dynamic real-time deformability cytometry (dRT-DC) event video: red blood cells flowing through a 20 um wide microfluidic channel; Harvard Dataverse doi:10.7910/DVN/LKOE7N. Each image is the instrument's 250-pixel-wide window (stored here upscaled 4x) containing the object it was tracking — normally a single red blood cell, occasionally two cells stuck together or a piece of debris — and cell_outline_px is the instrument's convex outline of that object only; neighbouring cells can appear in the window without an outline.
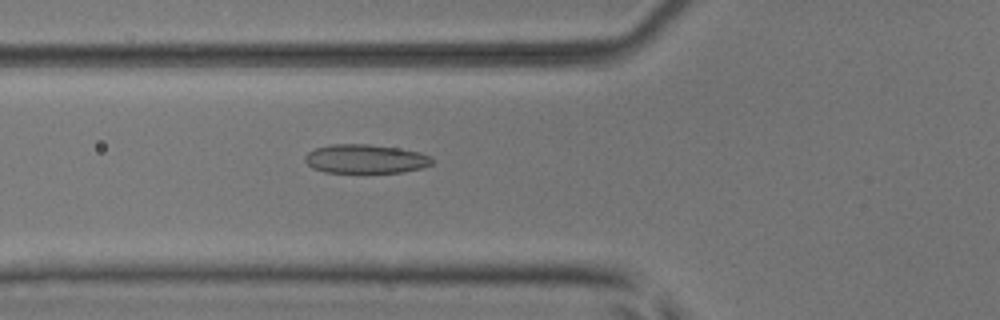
{"species": "common noctule bat (a hibernating species)", "species_latin": "Nyctalus noctula", "temperature_condition": "room temperature", "stored_images_in_passage": 51, "camera_frame_rate_fps": 3000, "um_per_image_px": 0.085, "animal": {"sex": "male", "body_mass_g": 17.9, "forearm_length_mm": 54.2}, "frame": {"image": 1, "passage_image": 19, "time_ms": 6.0, "image_size_px": [1000, 320], "cell_outline_px": [[432, 164], [420, 168], [404, 172], [324, 172], [312, 168], [304, 160], [304, 156], [308, 152], [316, 148], [328, 144], [368, 144], [396, 148], [420, 152], [432, 156]], "centroid_in_image_um": [31.04, 13.5], "position_along_channel_um": 94.8, "area_um2": 21.39}}
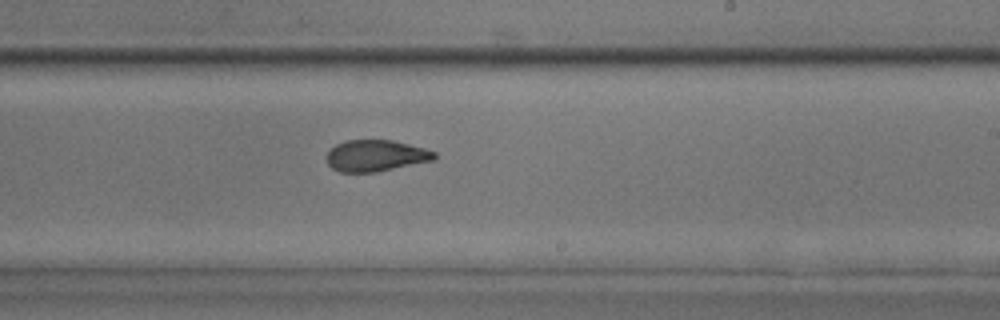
{"frame": {"image": 2, "passage_image": 31, "time_ms": 10.0, "image_size_px": [1000, 320], "cell_outline_px": [[436, 160], [376, 172], [340, 172], [332, 168], [328, 164], [328, 152], [336, 144], [344, 140], [392, 140], [424, 148], [436, 152]], "centroid_in_image_um": [31.97, 13.23], "position_along_channel_um": 257.0, "area_um2": 19.71}}
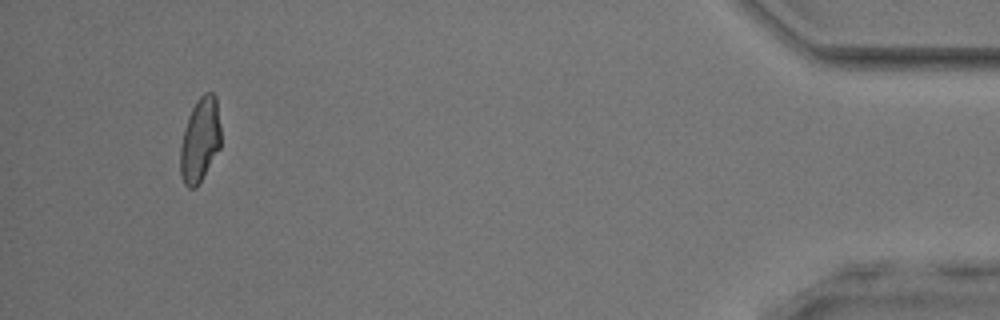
{"frame": {"image": 3, "passage_image": 48, "time_ms": 15.667, "image_size_px": [1000, 320], "cell_outline_px": [[220, 148], [196, 188], [188, 188], [184, 184], [180, 172], [180, 148], [184, 128], [188, 116], [196, 100], [204, 92], [212, 92], [216, 96], [220, 128]], "centroid_in_image_um": [16.99, 11.88], "position_along_channel_um": 418.2, "area_um2": 19.94}, "authors_computed_cell_mechanics": {"area_um2": 20.808, "velocity_mm_per_s": 4.0695, "shape_relaxation_time_tau1_ms": 5.4151, "shape_relaxation_time_tau2_ms": 1.6075, "deformation_change_tau1": 0.1519, "deformation_change_tau2": 0.0721}}